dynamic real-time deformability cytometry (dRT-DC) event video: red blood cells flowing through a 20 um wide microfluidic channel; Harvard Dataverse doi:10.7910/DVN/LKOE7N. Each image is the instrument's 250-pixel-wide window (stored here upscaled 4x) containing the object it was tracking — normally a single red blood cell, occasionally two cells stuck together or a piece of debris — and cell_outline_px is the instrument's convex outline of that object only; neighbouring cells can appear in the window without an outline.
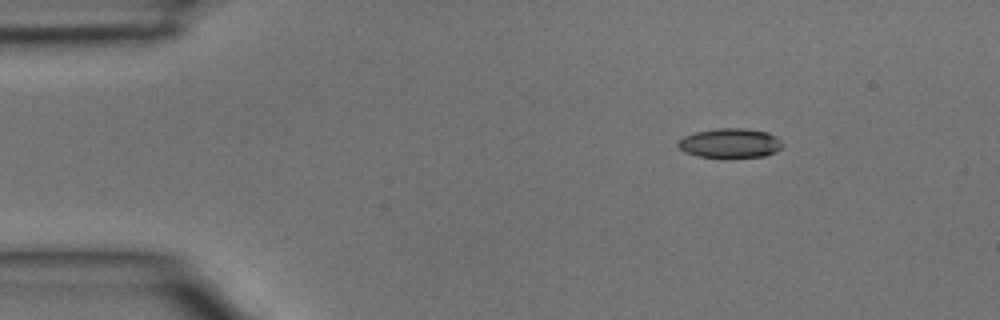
{"species": "common noctule bat (a hibernating species)", "species_latin": "Nyctalus noctula", "temperature_condition": "room temperature", "stored_images_in_passage": 2, "camera_frame_rate_fps": 3000, "um_per_image_px": 0.085, "animal": {"sex": "male", "body_mass_g": 15.6}, "frame": {"image": 1, "passage_image": 1, "time_ms": 0.0, "image_size_px": [1000, 320], "cell_outline_px": [[784, 144], [776, 152], [764, 156], [696, 156], [684, 152], [676, 144], [684, 136], [696, 132], [716, 128], [744, 128], [768, 132], [776, 136]], "centroid_in_image_um": [62.07, 12.14], "position_along_channel_um": 22.9, "area_um2": 17.69}}